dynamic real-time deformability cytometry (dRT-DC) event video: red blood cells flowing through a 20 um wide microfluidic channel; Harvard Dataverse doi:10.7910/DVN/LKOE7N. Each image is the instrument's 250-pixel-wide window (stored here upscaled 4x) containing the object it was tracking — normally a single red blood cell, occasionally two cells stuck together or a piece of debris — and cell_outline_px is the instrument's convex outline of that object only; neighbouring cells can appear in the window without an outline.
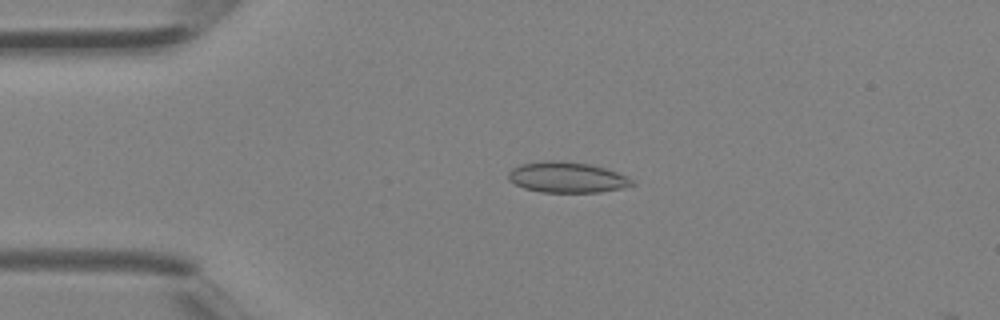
{"species": "Egyptian fruit bat (a non-hibernating species)", "species_latin": "Rousettus aegyptiacus", "temperature_condition": "room temperature", "stored_images_in_passage": 4, "camera_frame_rate_fps": 3000, "um_per_image_px": 0.085, "animal": {"sex": "female"}, "frame": {"image": 1, "passage_image": 3, "time_ms": 0.667, "image_size_px": [1000, 320], "cell_outline_px": [[636, 184], [624, 188], [600, 192], [540, 192], [524, 188], [508, 180], [508, 172], [512, 168], [520, 164], [548, 160], [556, 160], [592, 164], [616, 172], [632, 180]], "centroid_in_image_um": [48.17, 15.07], "position_along_channel_um": 36.8, "area_um2": 22.14}}
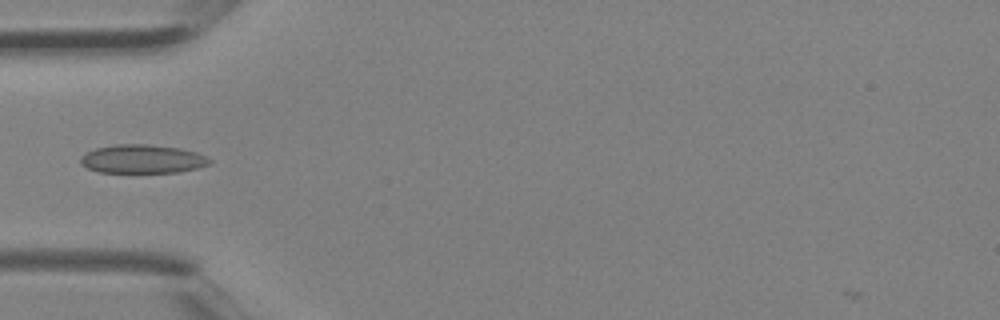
{"frame": {"image": 2, "passage_image": 4, "time_ms": 1.0, "image_size_px": [1000, 320], "cell_outline_px": [[212, 160], [208, 164], [196, 168], [180, 172], [100, 172], [88, 168], [80, 164], [80, 156], [96, 148], [116, 144], [148, 144], [180, 148], [196, 152]], "centroid_in_image_um": [12.08, 13.51], "position_along_channel_um": 72.9, "area_um2": 21.39}}